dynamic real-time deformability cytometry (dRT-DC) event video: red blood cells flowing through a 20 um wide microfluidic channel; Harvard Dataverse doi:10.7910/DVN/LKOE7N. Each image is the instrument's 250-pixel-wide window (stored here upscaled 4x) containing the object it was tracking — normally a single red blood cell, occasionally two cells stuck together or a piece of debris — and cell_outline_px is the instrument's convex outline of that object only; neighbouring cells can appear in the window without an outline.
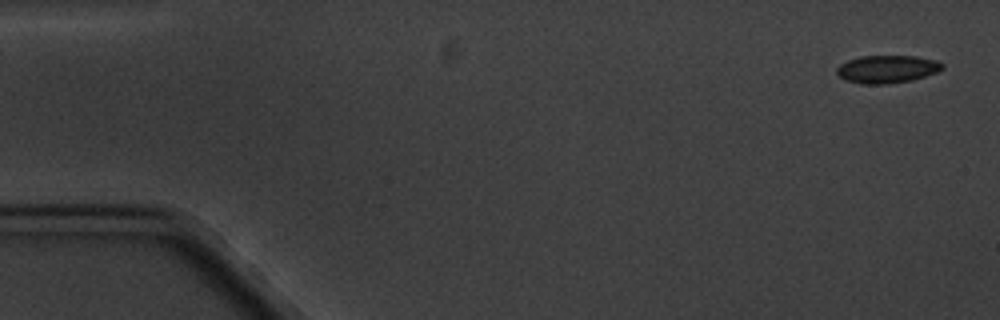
{"species": "common noctule bat (a hibernating species)", "species_latin": "Nyctalus noctula", "temperature_condition": "cold", "stored_images_in_passage": 4, "camera_frame_rate_fps": 3000, "um_per_image_px": 0.085, "animal": {"sex": "male", "body_mass_g": 20.1, "forearm_length_mm": 53.5}, "frame": {"image": 1, "passage_image": 1, "time_ms": 0.0, "image_size_px": [1000, 320], "cell_outline_px": [[944, 68], [936, 72], [912, 80], [884, 84], [860, 84], [844, 80], [836, 72], [836, 68], [840, 64], [848, 60], [860, 56], [916, 56], [936, 60], [944, 64]], "centroid_in_image_um": [75.38, 5.87], "position_along_channel_um": 9.6, "area_um2": 17.11}}
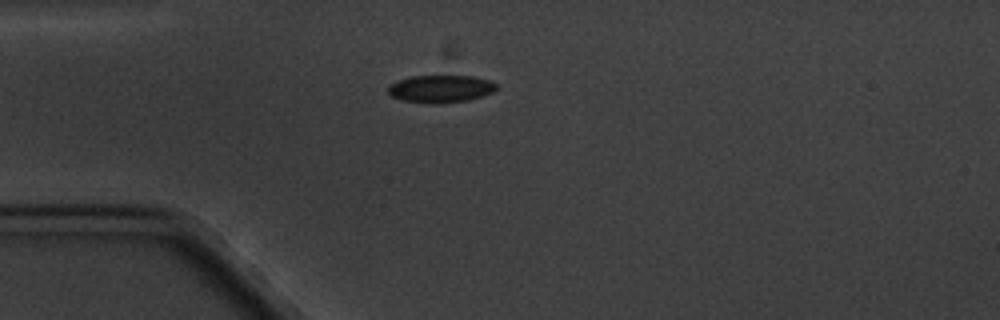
{"frame": {"image": 2, "passage_image": 4, "time_ms": 4.333, "image_size_px": [1000, 320], "cell_outline_px": [[496, 88], [492, 92], [468, 100], [440, 104], [428, 104], [404, 100], [392, 96], [388, 92], [388, 84], [396, 80], [412, 76], [472, 76], [488, 80], [496, 84]], "centroid_in_image_um": [37.4, 7.55], "position_along_channel_um": 47.6, "area_um2": 17.34}}